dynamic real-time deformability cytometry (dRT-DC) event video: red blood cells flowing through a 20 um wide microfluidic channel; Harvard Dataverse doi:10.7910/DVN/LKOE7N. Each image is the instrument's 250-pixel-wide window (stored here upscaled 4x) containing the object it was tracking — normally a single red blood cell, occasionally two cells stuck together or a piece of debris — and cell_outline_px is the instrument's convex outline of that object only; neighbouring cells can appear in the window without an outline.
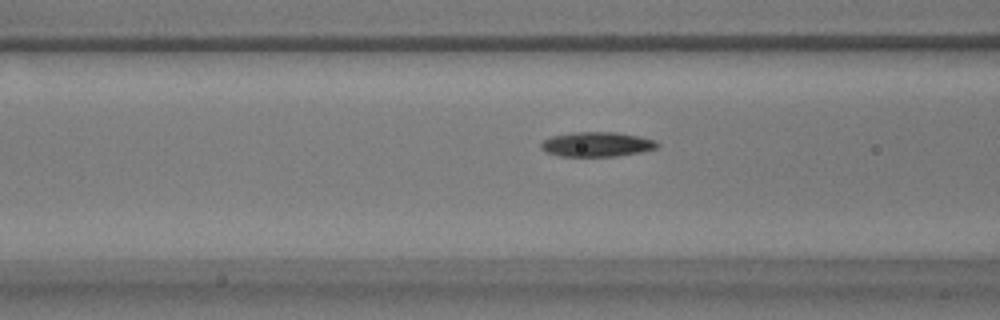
{"species": "common noctule bat (a hibernating species)", "species_latin": "Nyctalus noctula", "temperature_condition": "warm", "stored_images_in_passage": 9, "camera_frame_rate_fps": 3000, "um_per_image_px": 0.085, "animal": {"sex": "male", "body_mass_g": 17.9}, "frame": {"image": 1, "passage_image": 7, "time_ms": 2.0, "image_size_px": [1000, 320], "cell_outline_px": [[660, 144], [656, 148], [640, 152], [616, 156], [560, 156], [544, 152], [540, 148], [540, 144], [544, 140], [552, 136], [572, 132], [616, 132], [640, 136], [656, 140]], "centroid_in_image_um": [50.72, 12.26], "position_along_channel_um": 115.9, "area_um2": 16.82}}